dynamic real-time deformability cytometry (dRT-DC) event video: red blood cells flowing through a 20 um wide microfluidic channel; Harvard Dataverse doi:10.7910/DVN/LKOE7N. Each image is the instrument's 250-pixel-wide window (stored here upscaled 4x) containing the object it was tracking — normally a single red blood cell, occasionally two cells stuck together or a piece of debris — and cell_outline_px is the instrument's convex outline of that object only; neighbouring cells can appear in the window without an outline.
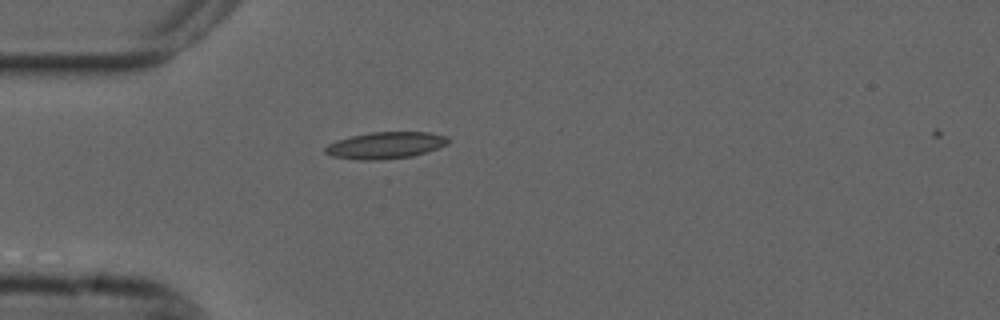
{"species": "common noctule bat (a hibernating species)", "species_latin": "Nyctalus noctula", "temperature_condition": "cold", "stored_images_in_passage": 42, "camera_frame_rate_fps": 3000, "um_per_image_px": 0.085, "animal": {"sex": "male", "forearm_length_mm": 52.5}, "frame": {"image": 1, "passage_image": 2, "time_ms": 0.333, "image_size_px": [1000, 320], "cell_outline_px": [[448, 144], [412, 156], [376, 160], [360, 160], [332, 156], [324, 152], [324, 148], [328, 144], [336, 140], [352, 136], [372, 132], [428, 132], [448, 136]], "centroid_in_image_um": [32.74, 12.35], "position_along_channel_um": 52.3, "area_um2": 18.96}}
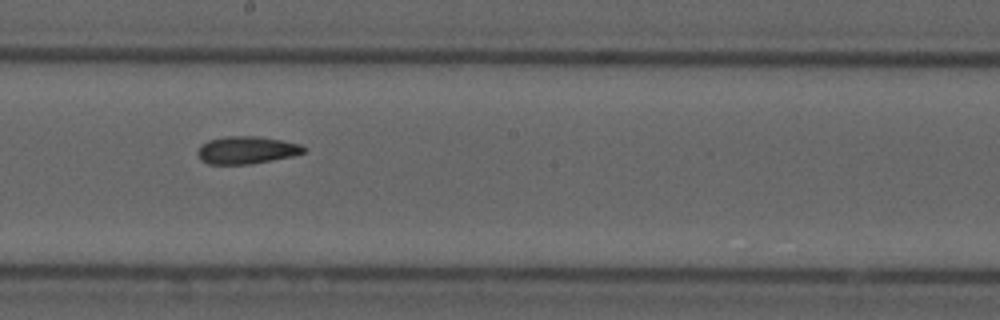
{"frame": {"image": 2, "passage_image": 17, "time_ms": 5.333, "image_size_px": [1000, 320], "cell_outline_px": [[308, 148], [304, 152], [292, 156], [252, 164], [208, 164], [200, 160], [196, 152], [200, 144], [208, 140], [228, 136], [256, 136], [280, 140], [300, 144]], "centroid_in_image_um": [20.93, 12.76], "position_along_channel_um": 227.3, "area_um2": 17.11}}
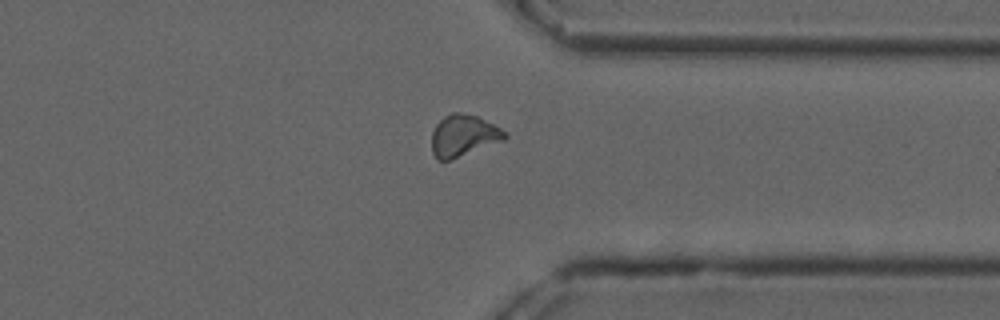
{"frame": {"image": 3, "passage_image": 29, "time_ms": 9.333, "image_size_px": [1000, 320], "cell_outline_px": [[508, 136], [504, 140], [452, 160], [436, 160], [432, 152], [432, 132], [436, 124], [444, 116], [452, 112], [460, 112], [476, 116], [508, 132]], "centroid_in_image_um": [39.38, 11.54], "position_along_channel_um": 372.0, "area_um2": 17.8}, "authors_computed_cell_mechanics": {"area_um2": 17.1666, "velocity_mm_per_s": 3.683, "shape_relaxation_time_tau1_ms": null, "shape_relaxation_time_tau2_ms": 8.9744, "deformation_change_tau1": null, "deformation_change_tau2": 0.1654}}